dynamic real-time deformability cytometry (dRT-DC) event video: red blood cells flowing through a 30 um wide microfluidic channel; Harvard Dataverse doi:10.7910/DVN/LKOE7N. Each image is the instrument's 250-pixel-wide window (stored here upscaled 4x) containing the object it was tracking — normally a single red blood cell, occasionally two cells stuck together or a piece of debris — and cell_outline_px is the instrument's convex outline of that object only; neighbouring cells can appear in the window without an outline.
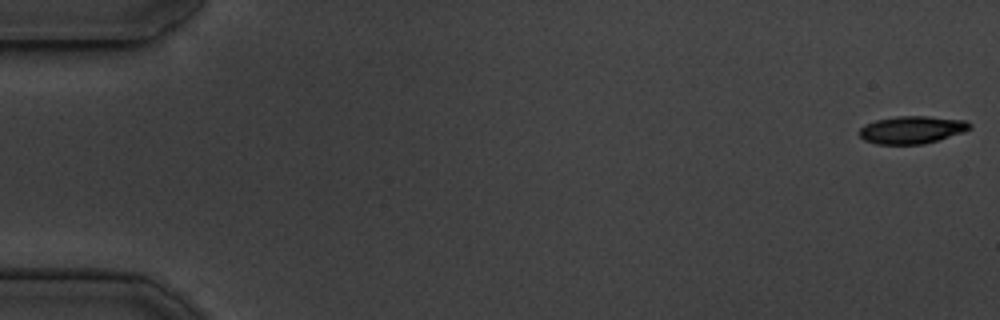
{"species": "common noctule bat (a hibernating species)", "species_latin": "Nyctalus noctula", "temperature_condition": "cold", "stored_images_in_passage": 28, "camera_frame_rate_fps": 3000, "um_per_image_px": 0.085, "animal": {"sex": "male", "body_mass_g": 19.5, "forearm_length_mm": 54.6}, "frame": {"image": 1, "passage_image": 1, "time_ms": 0.0, "image_size_px": [1000, 320], "cell_outline_px": [[972, 128], [964, 132], [924, 144], [876, 144], [864, 140], [860, 136], [860, 128], [864, 124], [876, 120], [896, 116], [928, 116], [964, 120], [972, 124]], "centroid_in_image_um": [77.52, 11.03], "position_along_channel_um": 7.5, "area_um2": 17.8}}
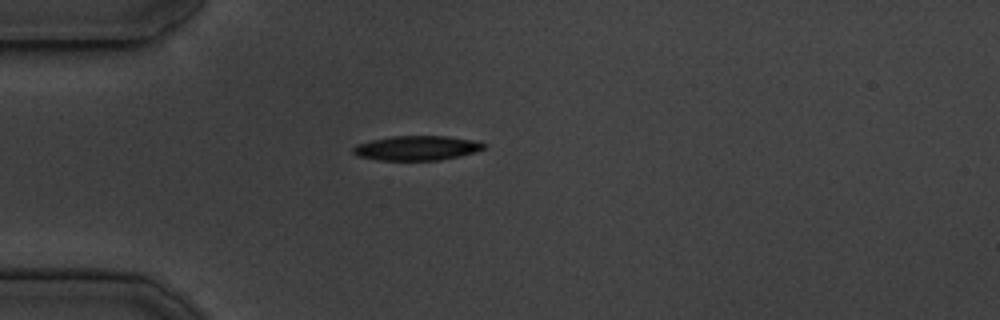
{"frame": {"image": 2, "passage_image": 15, "time_ms": 4.667, "image_size_px": [1000, 320], "cell_outline_px": [[488, 144], [484, 148], [460, 156], [440, 160], [380, 160], [356, 156], [352, 152], [352, 148], [356, 144], [372, 140], [392, 136], [448, 136], [472, 140]], "centroid_in_image_um": [35.39, 12.58], "position_along_channel_um": 49.6, "area_um2": 18.67}}